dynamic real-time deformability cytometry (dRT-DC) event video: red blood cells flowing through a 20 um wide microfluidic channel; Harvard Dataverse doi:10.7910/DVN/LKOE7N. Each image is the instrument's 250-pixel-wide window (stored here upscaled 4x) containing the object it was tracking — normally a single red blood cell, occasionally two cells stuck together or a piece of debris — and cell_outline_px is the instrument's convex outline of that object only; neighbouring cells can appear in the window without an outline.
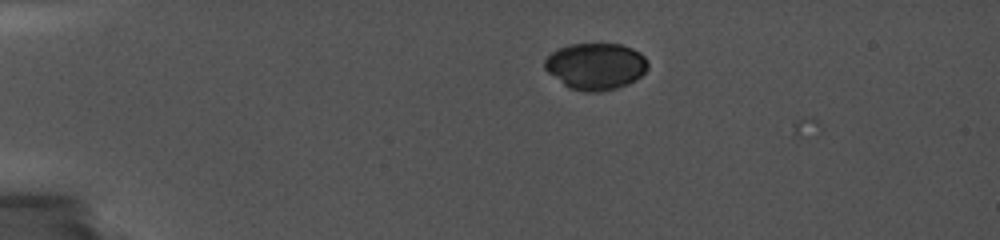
{"species": "common noctule bat (a hibernating species)", "species_latin": "Nyctalus noctula", "temperature_condition": "cold", "stored_images_in_passage": 6, "camera_frame_rate_fps": 5000, "um_per_image_px": 0.085, "animal": {"sex": "female", "body_mass_g": 19.0, "forearm_length_mm": 56.7}, "frame": {"image": 1, "passage_image": 5, "time_ms": 1.4, "image_size_px": [1000, 240], "cell_outline_px": [[648, 68], [636, 80], [628, 84], [616, 88], [600, 92], [584, 92], [568, 88], [548, 72], [544, 68], [544, 60], [552, 52], [568, 44], [620, 44], [632, 48], [640, 52], [648, 60]], "centroid_in_image_um": [50.64, 5.64], "position_along_channel_um": 34.4, "area_um2": 28.21}}